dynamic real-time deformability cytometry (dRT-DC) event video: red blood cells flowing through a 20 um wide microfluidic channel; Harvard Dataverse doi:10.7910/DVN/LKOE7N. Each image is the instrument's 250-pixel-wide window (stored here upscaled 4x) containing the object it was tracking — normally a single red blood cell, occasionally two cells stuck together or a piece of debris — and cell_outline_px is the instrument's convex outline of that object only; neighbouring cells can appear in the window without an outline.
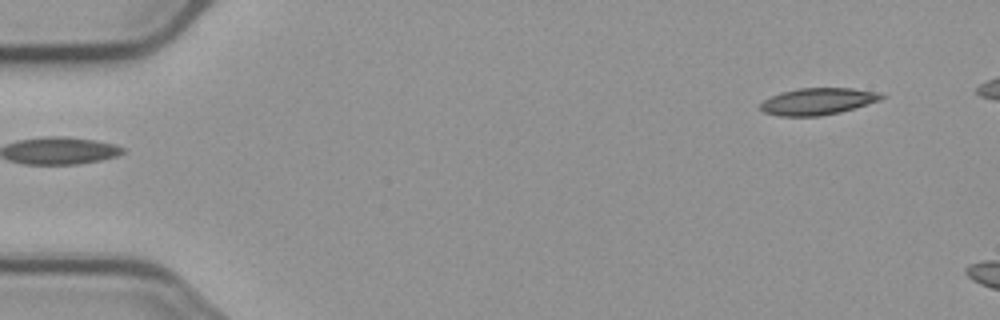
{"species": "common noctule bat (a hibernating species)", "species_latin": "Nyctalus noctula", "temperature_condition": "cold", "stored_images_in_passage": 4, "camera_frame_rate_fps": 3000, "um_per_image_px": 0.085, "animal": {"sex": "male", "body_mass_g": 23.1, "forearm_length_mm": 52.7}, "frame": {"image": 1, "passage_image": 1, "time_ms": 0.0, "image_size_px": [1000, 320], "cell_outline_px": [[888, 96], [880, 100], [840, 112], [820, 116], [780, 116], [764, 112], [760, 108], [760, 104], [764, 100], [780, 92], [800, 88], [852, 88], [880, 92]], "centroid_in_image_um": [69.54, 8.61], "position_along_channel_um": 15.5, "area_um2": 18.9}}